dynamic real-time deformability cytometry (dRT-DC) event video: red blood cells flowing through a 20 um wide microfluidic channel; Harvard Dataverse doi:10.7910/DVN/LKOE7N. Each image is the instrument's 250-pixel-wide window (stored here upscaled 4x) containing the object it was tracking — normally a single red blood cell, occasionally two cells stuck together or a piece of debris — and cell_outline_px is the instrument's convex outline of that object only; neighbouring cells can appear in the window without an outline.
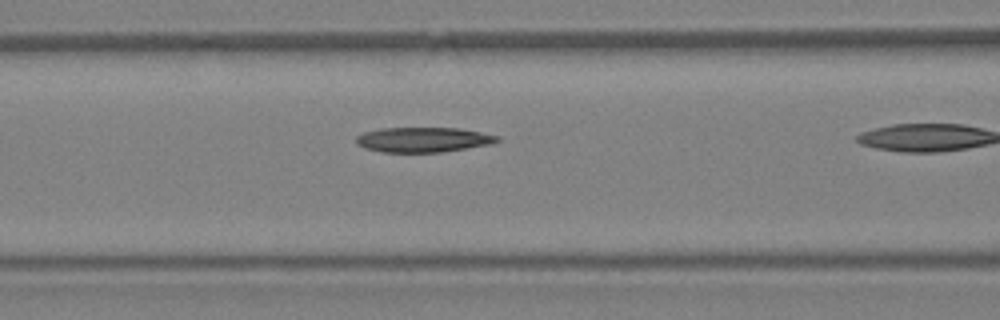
{"species": "Egyptian fruit bat (a non-hibernating species)", "species_latin": "Rousettus aegyptiacus", "temperature_condition": "warm", "stored_images_in_passage": 24, "camera_frame_rate_fps": 3000, "um_per_image_px": 0.085, "animal": {"sex": "female"}, "frame": {"image": 1, "passage_image": 11, "time_ms": 3.333, "image_size_px": [1000, 320], "cell_outline_px": [[500, 140], [492, 144], [440, 152], [380, 152], [364, 148], [356, 144], [356, 136], [364, 132], [380, 128], [460, 128], [500, 136]], "centroid_in_image_um": [35.96, 11.87], "position_along_channel_um": 130.6, "area_um2": 20.58}}